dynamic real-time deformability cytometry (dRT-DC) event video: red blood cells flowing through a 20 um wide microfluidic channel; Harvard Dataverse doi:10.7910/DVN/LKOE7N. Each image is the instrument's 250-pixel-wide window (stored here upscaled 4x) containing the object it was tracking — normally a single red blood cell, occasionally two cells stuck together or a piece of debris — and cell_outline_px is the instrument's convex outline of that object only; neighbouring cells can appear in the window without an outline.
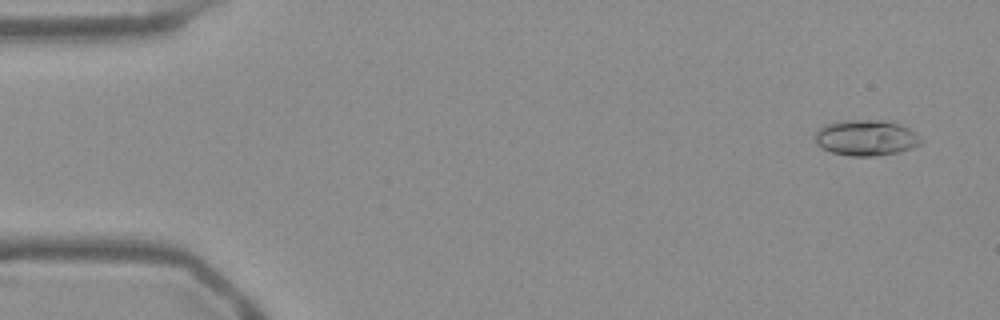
{"species": "Egyptian fruit bat (a non-hibernating species)", "species_latin": "Rousettus aegyptiacus", "temperature_condition": "warm", "stored_images_in_passage": 54, "camera_frame_rate_fps": 3000, "um_per_image_px": 0.085, "frame": {"image": 1, "passage_image": 3, "time_ms": 0.667, "image_size_px": [1000, 320], "cell_outline_px": [[924, 140], [920, 144], [912, 148], [900, 152], [872, 156], [848, 156], [832, 152], [820, 148], [816, 144], [816, 132], [824, 124], [844, 120], [892, 120], [916, 132]], "centroid_in_image_um": [73.64, 11.7], "position_along_channel_um": 11.4, "area_um2": 22.43}}
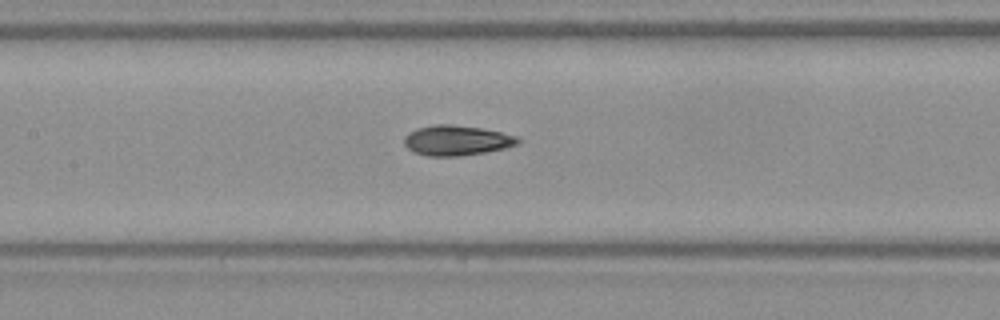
{"frame": {"image": 2, "passage_image": 25, "time_ms": 8.0, "image_size_px": [1000, 320], "cell_outline_px": [[520, 144], [504, 148], [484, 152], [460, 156], [428, 156], [412, 152], [404, 144], [404, 136], [408, 132], [416, 128], [432, 124], [452, 124], [480, 128], [500, 132], [516, 136], [520, 140]], "centroid_in_image_um": [38.77, 11.93], "position_along_channel_um": 168.6, "area_um2": 20.06}}
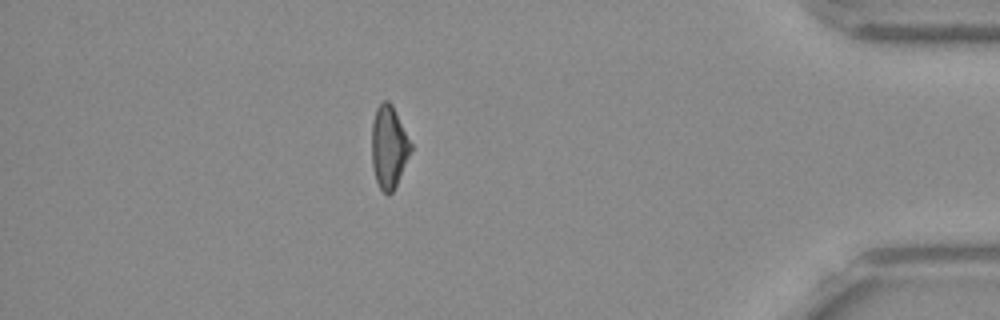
{"frame": {"image": 3, "passage_image": 47, "time_ms": 15.333, "image_size_px": [1000, 320], "cell_outline_px": [[412, 148], [396, 184], [392, 192], [388, 196], [380, 188], [376, 180], [372, 164], [372, 120], [376, 108], [384, 100], [388, 100], [392, 104], [412, 144]], "centroid_in_image_um": [33.04, 12.46], "position_along_channel_um": 402.2, "area_um2": 18.55}, "authors_computed_cell_mechanics": {"area_um2": 19.652, "velocity_mm_per_s": 3.7918, "shape_relaxation_time_tau1_ms": 3.565, "shape_relaxation_time_tau2_ms": 1.8245, "deformation_change_tau1": 0.1691, "deformation_change_tau2": 0.0801}}